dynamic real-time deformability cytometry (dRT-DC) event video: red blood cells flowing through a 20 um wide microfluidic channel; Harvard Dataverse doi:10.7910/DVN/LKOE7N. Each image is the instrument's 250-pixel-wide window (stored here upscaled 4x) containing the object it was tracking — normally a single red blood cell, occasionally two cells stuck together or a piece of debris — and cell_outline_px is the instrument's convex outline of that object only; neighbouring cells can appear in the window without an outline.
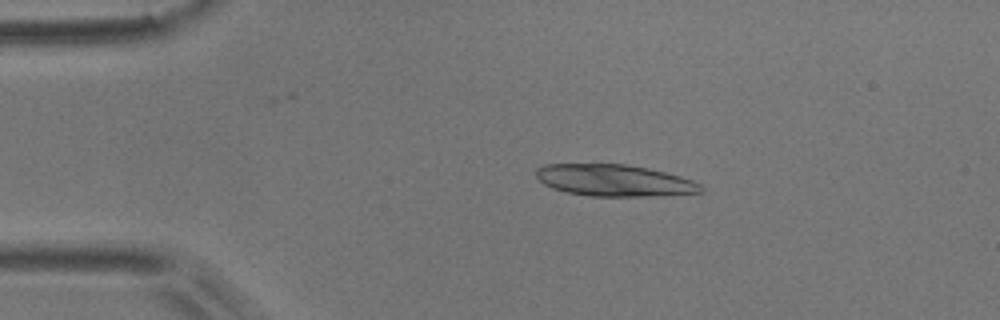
{"species": "common noctule bat (a hibernating species)", "species_latin": "Nyctalus noctula", "temperature_condition": "room temperature", "stored_images_in_passage": 3, "camera_frame_rate_fps": 3000, "um_per_image_px": 0.085, "animal": {"sex": "male", "body_mass_g": 17.9}, "frame": {"image": 1, "passage_image": 2, "time_ms": 0.333, "image_size_px": [1000, 320], "cell_outline_px": [[704, 192], [648, 196], [588, 196], [568, 192], [552, 188], [544, 184], [536, 176], [536, 168], [544, 164], [624, 164], [648, 168], [680, 176], [692, 180], [700, 184], [704, 188]], "centroid_in_image_um": [52.2, 15.33], "position_along_channel_um": 32.8, "area_um2": 30.35}}